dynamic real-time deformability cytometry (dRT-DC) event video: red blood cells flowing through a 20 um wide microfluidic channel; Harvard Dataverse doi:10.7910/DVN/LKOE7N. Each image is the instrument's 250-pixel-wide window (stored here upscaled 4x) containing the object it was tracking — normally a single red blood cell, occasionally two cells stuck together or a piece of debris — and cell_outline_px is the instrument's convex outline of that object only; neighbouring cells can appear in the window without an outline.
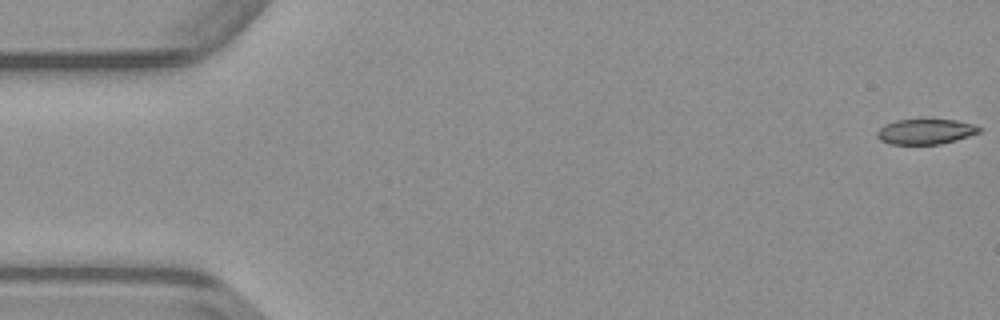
{"species": "common noctule bat (a hibernating species)", "species_latin": "Nyctalus noctula", "temperature_condition": "warm", "stored_images_in_passage": 49, "camera_frame_rate_fps": 3000, "um_per_image_px": 0.085, "animal": {"sex": "male", "body_mass_g": 23.1, "forearm_length_mm": 52.7}, "frame": {"image": 1, "passage_image": 1, "time_ms": 0.0, "image_size_px": [1000, 320], "cell_outline_px": [[984, 128], [980, 132], [956, 140], [940, 144], [892, 144], [880, 140], [876, 136], [876, 132], [880, 128], [896, 120], [956, 120], [972, 124]], "centroid_in_image_um": [78.69, 11.19], "position_along_channel_um": 6.3, "area_um2": 14.85}}
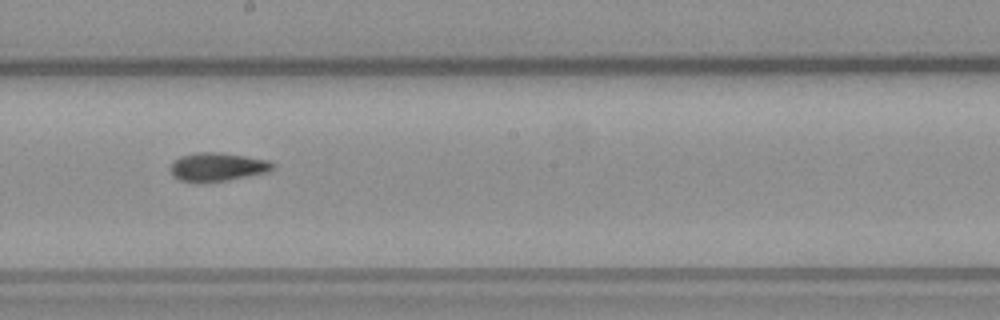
{"frame": {"image": 2, "passage_image": 27, "time_ms": 8.667, "image_size_px": [1000, 320], "cell_outline_px": [[276, 164], [268, 172], [228, 180], [196, 184], [180, 180], [172, 176], [172, 164], [180, 156], [196, 152], [220, 152], [268, 160]], "centroid_in_image_um": [18.47, 14.2], "position_along_channel_um": 229.7, "area_um2": 17.11}}
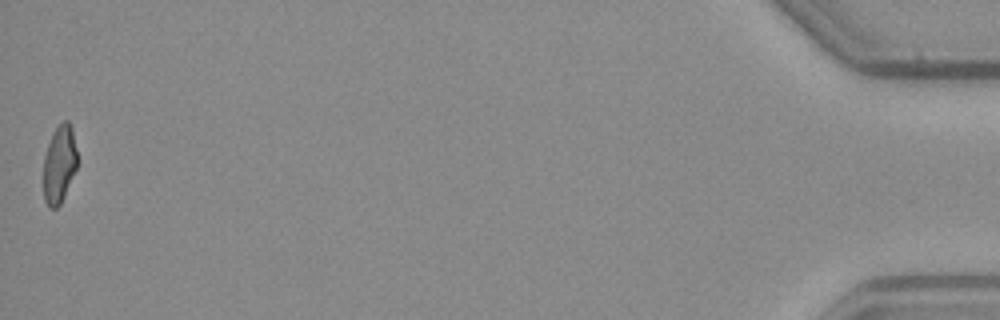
{"frame": {"image": 3, "passage_image": 49, "time_ms": 16.0, "image_size_px": [1000, 320], "cell_outline_px": [[76, 168], [64, 196], [60, 204], [56, 208], [48, 208], [44, 200], [44, 156], [48, 144], [56, 128], [64, 120], [68, 120], [72, 128], [76, 148]], "centroid_in_image_um": [5.03, 13.98], "position_along_channel_um": 430.2, "area_um2": 15.03}}